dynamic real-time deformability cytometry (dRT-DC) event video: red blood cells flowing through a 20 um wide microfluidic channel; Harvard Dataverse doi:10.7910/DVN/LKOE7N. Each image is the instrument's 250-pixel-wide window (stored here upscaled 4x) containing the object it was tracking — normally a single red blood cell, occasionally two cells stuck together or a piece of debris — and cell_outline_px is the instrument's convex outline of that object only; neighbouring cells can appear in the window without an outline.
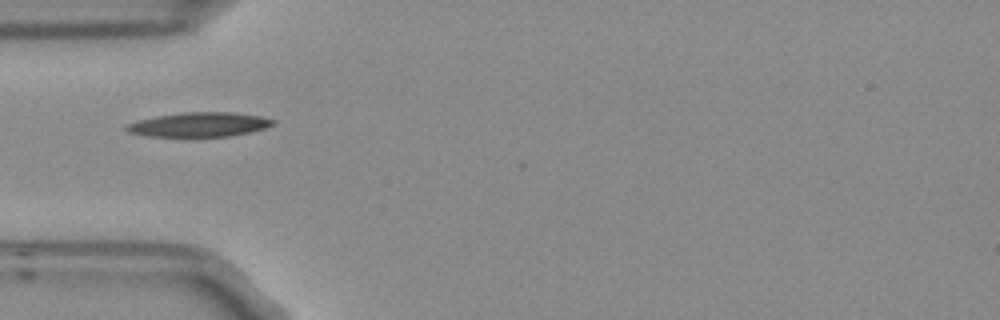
{"species": "Egyptian fruit bat (a non-hibernating species)", "species_latin": "Rousettus aegyptiacus", "temperature_condition": "room temperature", "stored_images_in_passage": 4, "camera_frame_rate_fps": 3000, "um_per_image_px": 0.085, "frame": {"image": 1, "passage_image": 1, "time_ms": 0.0, "image_size_px": [1000, 320], "cell_outline_px": [[276, 124], [252, 132], [232, 136], [148, 136], [128, 132], [124, 128], [124, 124], [136, 120], [156, 116], [180, 112], [232, 112], [260, 116], [276, 120]], "centroid_in_image_um": [16.92, 10.58], "position_along_channel_um": 68.1, "area_um2": 21.04}}